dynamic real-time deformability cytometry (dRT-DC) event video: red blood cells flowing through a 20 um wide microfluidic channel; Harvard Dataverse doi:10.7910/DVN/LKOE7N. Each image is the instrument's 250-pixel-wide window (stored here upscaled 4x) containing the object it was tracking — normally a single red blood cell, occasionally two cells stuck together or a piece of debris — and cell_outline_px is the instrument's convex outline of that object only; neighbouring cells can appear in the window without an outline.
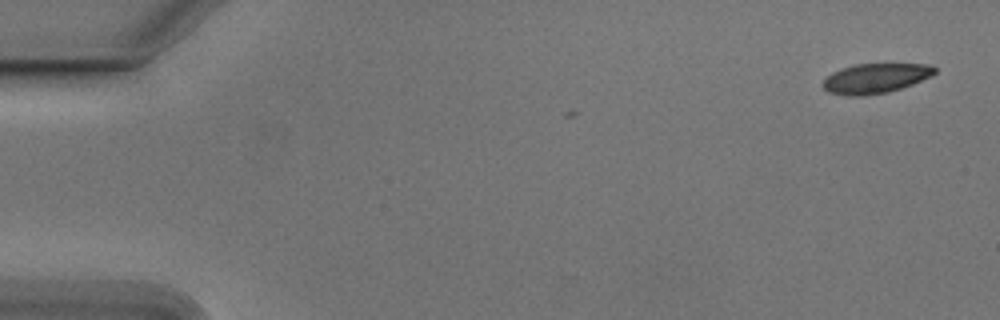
{"species": "Egyptian fruit bat (a non-hibernating species)", "species_latin": "Rousettus aegyptiacus", "temperature_condition": "cold", "stored_images_in_passage": 53, "camera_frame_rate_fps": 3000, "um_per_image_px": 0.085, "animal": {"sex": "male"}, "frame": {"image": 1, "passage_image": 1, "time_ms": 0.0, "image_size_px": [1000, 320], "cell_outline_px": [[936, 72], [932, 76], [912, 84], [888, 92], [864, 96], [848, 96], [828, 92], [824, 88], [824, 80], [832, 72], [856, 64], [928, 64], [936, 68]], "centroid_in_image_um": [74.43, 6.66], "position_along_channel_um": 10.6, "area_um2": 19.25}}
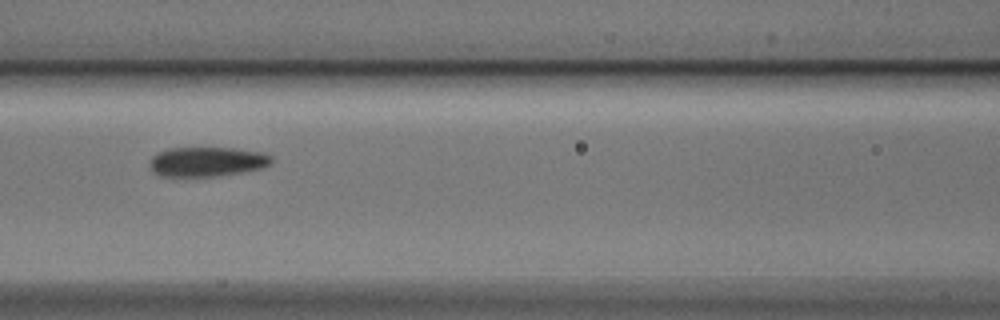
{"frame": {"image": 2, "passage_image": 23, "time_ms": 7.333, "image_size_px": [1000, 320], "cell_outline_px": [[272, 160], [268, 164], [260, 168], [240, 172], [212, 176], [160, 176], [152, 168], [152, 156], [168, 148], [232, 148], [260, 152], [272, 156]], "centroid_in_image_um": [17.6, 13.73], "position_along_channel_um": 149.0, "area_um2": 20.4}}
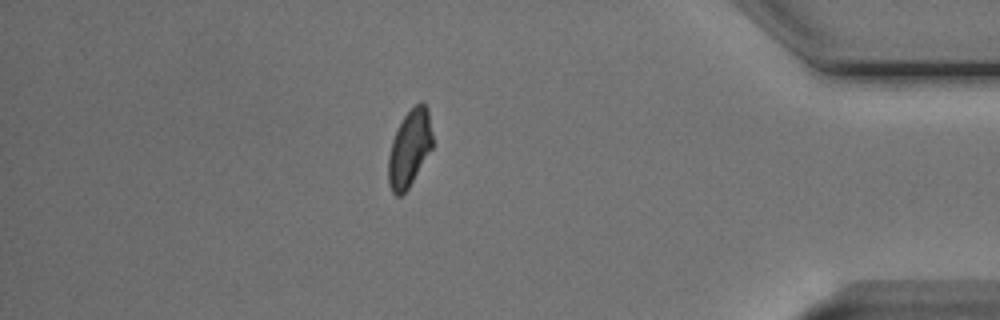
{"frame": {"image": 3, "passage_image": 46, "time_ms": 15.0, "image_size_px": [1000, 320], "cell_outline_px": [[432, 148], [408, 188], [400, 196], [396, 196], [392, 192], [388, 184], [388, 156], [392, 140], [404, 116], [420, 100], [428, 108], [432, 136]], "centroid_in_image_um": [34.8, 12.62], "position_along_channel_um": 400.4, "area_um2": 19.54}, "authors_computed_cell_mechanics": {"area_um2": 20.4034, "velocity_mm_per_s": 3.7779, "shape_relaxation_time_tau1_ms": 4.2522, "shape_relaxation_time_tau2_ms": 2.7284, "deformation_change_tau1": 0.1184, "deformation_change_tau2": 0.0593}}